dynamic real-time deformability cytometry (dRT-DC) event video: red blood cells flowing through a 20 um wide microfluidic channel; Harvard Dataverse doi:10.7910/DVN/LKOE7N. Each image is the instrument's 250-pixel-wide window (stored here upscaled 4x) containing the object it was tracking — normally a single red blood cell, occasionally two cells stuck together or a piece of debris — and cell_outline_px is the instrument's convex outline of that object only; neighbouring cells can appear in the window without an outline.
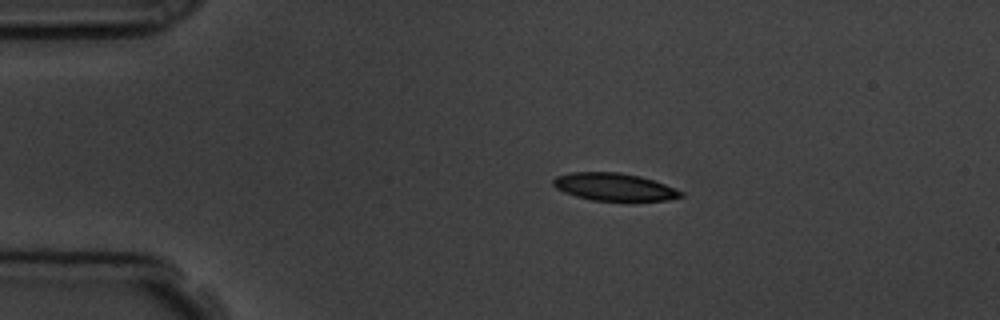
{"species": "common noctule bat (a hibernating species)", "species_latin": "Nyctalus noctula", "temperature_condition": "room temperature", "stored_images_in_passage": 44, "camera_frame_rate_fps": 3000, "um_per_image_px": 0.085, "animal": {"sex": "male", "body_mass_g": 19.5, "forearm_length_mm": 54.6}, "frame": {"image": 1, "passage_image": 1, "time_ms": 0.0, "image_size_px": [1000, 320], "cell_outline_px": [[684, 196], [668, 200], [592, 200], [576, 196], [564, 192], [556, 188], [552, 184], [552, 180], [556, 176], [572, 172], [620, 172], [640, 176], [676, 188], [684, 192]], "centroid_in_image_um": [52.2, 15.88], "position_along_channel_um": 32.8, "area_um2": 20.4}}
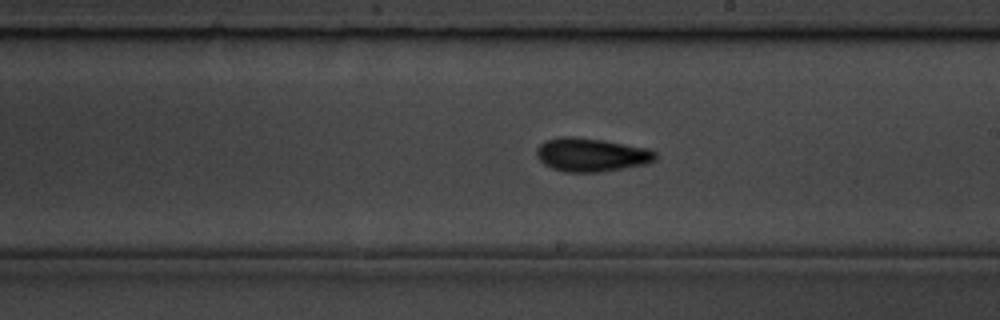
{"frame": {"image": 2, "passage_image": 21, "time_ms": 6.667, "image_size_px": [1000, 320], "cell_outline_px": [[656, 160], [648, 164], [600, 172], [564, 172], [552, 168], [544, 164], [536, 156], [536, 148], [544, 140], [560, 136], [572, 136], [604, 140], [648, 148], [656, 152]], "centroid_in_image_um": [50.25, 13.15], "position_along_channel_um": 238.7, "area_um2": 23.52}}
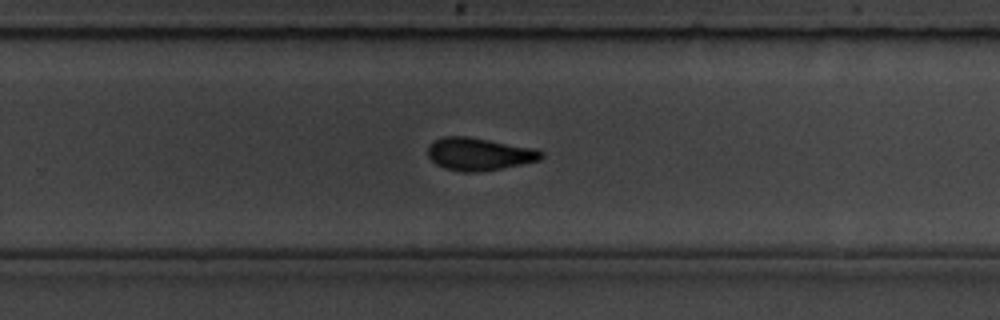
{"frame": {"image": 3, "passage_image": 25, "time_ms": 8.0, "image_size_px": [1000, 320], "cell_outline_px": [[544, 156], [540, 160], [480, 172], [464, 172], [444, 168], [436, 164], [428, 156], [428, 144], [444, 136], [468, 136], [536, 148], [544, 152]], "centroid_in_image_um": [40.73, 13.08], "position_along_channel_um": 289.1, "area_um2": 21.62}, "authors_computed_cell_mechanics": {"area_um2": 21.5594, "velocity_mm_per_s": 3.7976, "shape_relaxation_time_tau1_ms": 3.089, "shape_relaxation_time_tau2_ms": 2.9354, "deformation_change_tau1": 0.1526, "deformation_change_tau2": 0.1035}}